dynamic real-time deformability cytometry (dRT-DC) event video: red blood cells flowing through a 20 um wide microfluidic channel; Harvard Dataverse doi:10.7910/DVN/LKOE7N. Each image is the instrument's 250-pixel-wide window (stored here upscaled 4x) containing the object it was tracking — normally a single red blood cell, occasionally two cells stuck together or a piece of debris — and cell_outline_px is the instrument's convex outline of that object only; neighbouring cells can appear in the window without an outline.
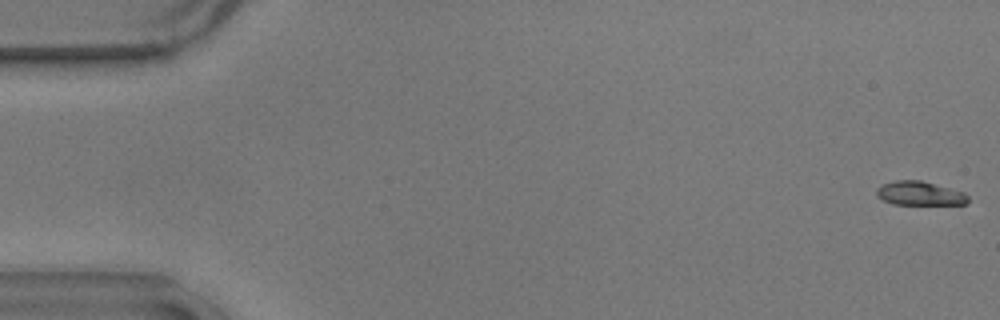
{"species": "common noctule bat (a hibernating species)", "species_latin": "Nyctalus noctula", "temperature_condition": "warm", "stored_images_in_passage": 56, "camera_frame_rate_fps": 3000, "um_per_image_px": 0.085, "animal": {"sex": "male", "body_mass_g": 17.9}, "frame": {"image": 1, "passage_image": 1, "time_ms": 0.0, "image_size_px": [1000, 320], "cell_outline_px": [[968, 204], [892, 204], [876, 196], [876, 188], [884, 184], [896, 180], [920, 180], [964, 192], [968, 196]], "centroid_in_image_um": [78.16, 16.44], "position_along_channel_um": 6.8, "area_um2": 12.66}}
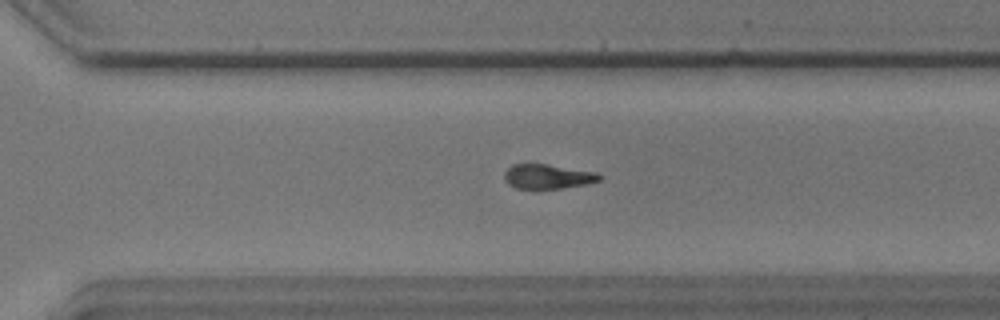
{"frame": {"image": 2, "passage_image": 39, "time_ms": 12.667, "image_size_px": [1000, 320], "cell_outline_px": [[604, 176], [600, 180], [584, 184], [560, 188], [516, 188], [508, 184], [504, 180], [504, 172], [512, 164], [548, 164], [596, 172]], "centroid_in_image_um": [46.54, 14.99], "position_along_channel_um": 324.1, "area_um2": 13.53}}
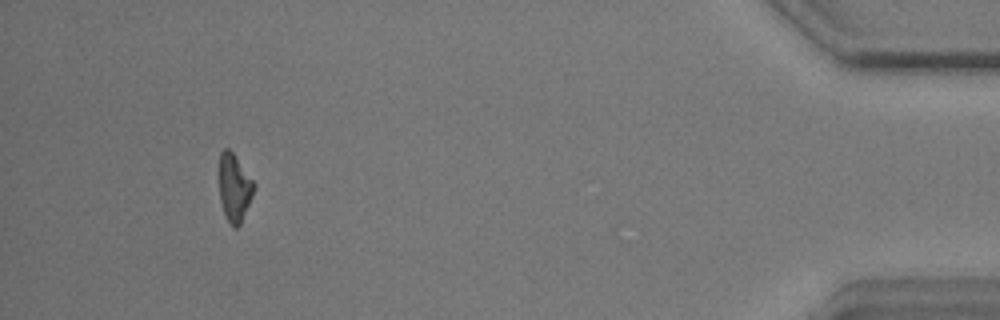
{"frame": {"image": 3, "passage_image": 52, "time_ms": 17.0, "image_size_px": [1000, 320], "cell_outline_px": [[256, 184], [252, 196], [240, 224], [236, 228], [228, 220], [224, 212], [220, 200], [220, 152], [224, 148], [228, 148], [232, 152]], "centroid_in_image_um": [19.93, 15.93], "position_along_channel_um": 415.3, "area_um2": 13.29}, "authors_computed_cell_mechanics": {"area_um2": 14.3344, "velocity_mm_per_s": 3.6415, "shape_relaxation_time_tau1_ms": 3.0591, "shape_relaxation_time_tau2_ms": 7.1191, "deformation_change_tau1": 0.1561, "deformation_change_tau2": 0.1367}}